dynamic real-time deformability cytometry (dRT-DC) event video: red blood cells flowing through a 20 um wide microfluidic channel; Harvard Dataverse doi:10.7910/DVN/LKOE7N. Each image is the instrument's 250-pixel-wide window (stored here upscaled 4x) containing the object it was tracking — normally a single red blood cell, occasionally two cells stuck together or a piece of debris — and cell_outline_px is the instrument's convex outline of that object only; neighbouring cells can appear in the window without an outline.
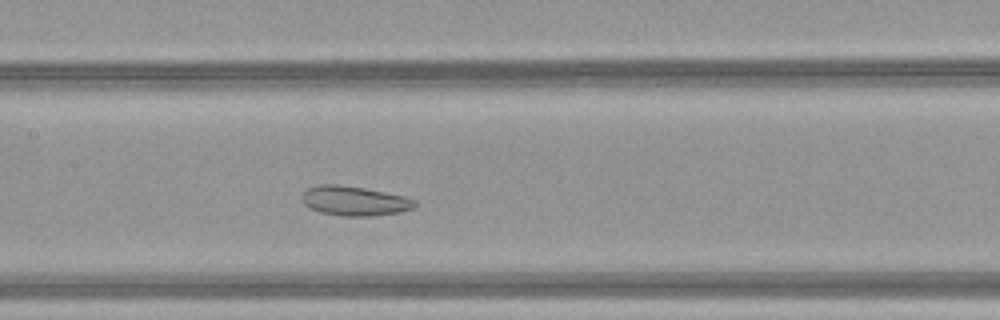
{"species": "common noctule bat (a hibernating species)", "species_latin": "Nyctalus noctula", "temperature_condition": "warm", "stored_images_in_passage": 43, "camera_frame_rate_fps": 3000, "um_per_image_px": 0.085, "animal": {"sex": "female", "body_mass_g": 21.9}, "frame": {"image": 1, "passage_image": 18, "time_ms": 5.667, "image_size_px": [1000, 320], "cell_outline_px": [[416, 204], [412, 208], [400, 212], [372, 216], [344, 216], [320, 212], [304, 204], [300, 196], [308, 188], [320, 184], [340, 184], [364, 188], [404, 196], [416, 200]], "centroid_in_image_um": [30.11, 17.07], "position_along_channel_um": 177.3, "area_um2": 19.36}}
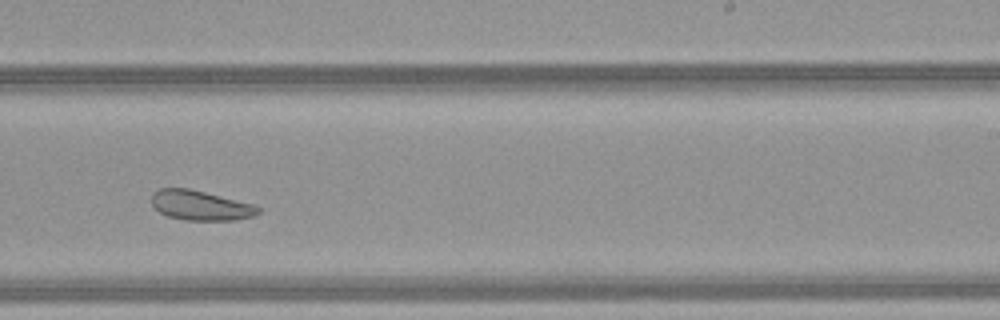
{"frame": {"image": 2, "passage_image": 25, "time_ms": 8.0, "image_size_px": [1000, 320], "cell_outline_px": [[260, 212], [252, 216], [236, 220], [184, 220], [168, 216], [160, 212], [152, 204], [152, 192], [160, 188], [188, 188], [256, 204], [260, 208]], "centroid_in_image_um": [17.06, 17.45], "position_along_channel_um": 271.9, "area_um2": 18.55}}
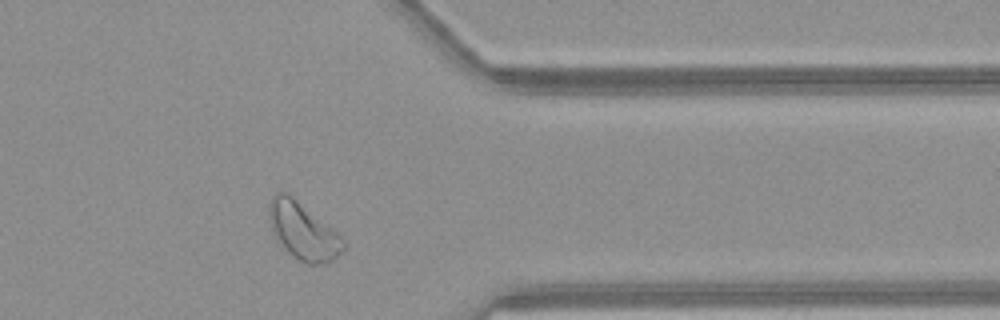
{"frame": {"image": 3, "passage_image": 34, "time_ms": 11.0, "image_size_px": [1000, 320], "cell_outline_px": [[344, 248], [332, 260], [324, 264], [304, 264], [288, 252], [280, 244], [272, 232], [268, 216], [268, 204], [272, 196], [276, 192], [288, 192], [336, 232], [344, 240]], "centroid_in_image_um": [25.7, 19.63], "position_along_channel_um": 385.7, "area_um2": 24.51}, "authors_computed_cell_mechanics": {"area_um2": 24.1026, "velocity_mm_per_s": 4.0774, "shape_relaxation_time_tau1_ms": null, "shape_relaxation_time_tau2_ms": 8.4823, "deformation_change_tau1": null, "deformation_change_tau2": 0.1698}}